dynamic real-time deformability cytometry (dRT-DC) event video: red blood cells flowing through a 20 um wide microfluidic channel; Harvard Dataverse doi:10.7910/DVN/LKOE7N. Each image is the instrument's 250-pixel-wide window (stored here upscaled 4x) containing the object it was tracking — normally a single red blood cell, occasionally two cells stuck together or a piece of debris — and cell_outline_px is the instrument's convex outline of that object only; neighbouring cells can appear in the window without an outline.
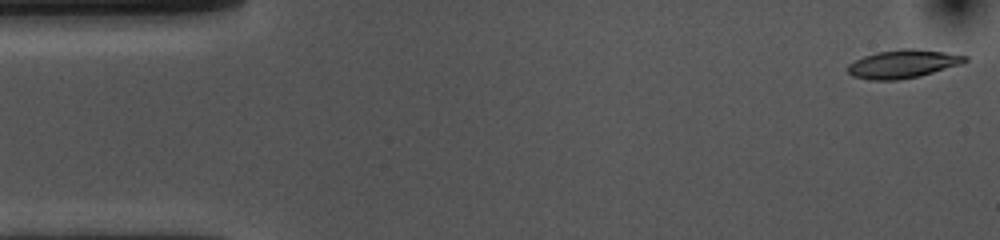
{"species": "common noctule bat (a hibernating species)", "species_latin": "Nyctalus noctula", "temperature_condition": "cold", "stored_images_in_passage": 53, "camera_frame_rate_fps": 3000, "um_per_image_px": 0.085, "animal": {"sex": "female", "body_mass_g": 10.0, "forearm_length_mm": 53.1}, "frame": {"image": 1, "passage_image": 1, "time_ms": 0.0, "image_size_px": [1000, 240], "cell_outline_px": [[968, 60], [964, 64], [920, 76], [900, 80], [872, 80], [852, 76], [848, 72], [848, 64], [864, 56], [876, 52], [904, 48], [912, 48], [944, 52], [968, 56]], "centroid_in_image_um": [76.79, 5.44], "position_along_channel_um": 8.2, "area_um2": 19.48}}
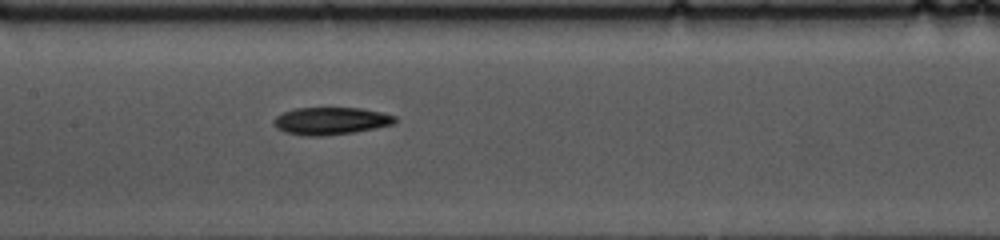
{"frame": {"image": 2, "passage_image": 24, "time_ms": 7.667, "image_size_px": [1000, 240], "cell_outline_px": [[396, 124], [376, 128], [352, 132], [324, 136], [304, 136], [284, 132], [276, 128], [272, 124], [272, 120], [276, 116], [284, 112], [296, 108], [360, 108], [380, 112], [396, 116]], "centroid_in_image_um": [28.09, 10.28], "position_along_channel_um": 179.3, "area_um2": 19.48}}
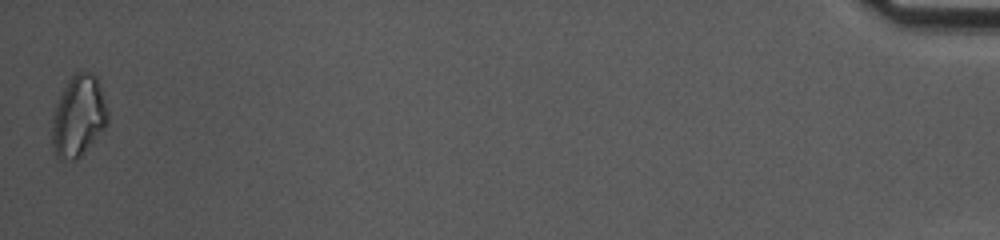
{"frame": {"image": 3, "passage_image": 53, "time_ms": 17.333, "image_size_px": [1000, 240], "cell_outline_px": [[108, 120], [104, 128], [80, 156], [76, 160], [60, 160], [56, 156], [52, 148], [52, 116], [56, 104], [72, 72], [92, 72], [96, 76], [108, 108]], "centroid_in_image_um": [6.65, 9.87], "position_along_channel_um": 428.5, "area_um2": 26.36}, "authors_computed_cell_mechanics": {"area_um2": 19.4208, "velocity_mm_per_s": 3.6289, "shape_relaxation_time_tau1_ms": 5.8122, "shape_relaxation_time_tau2_ms": 8.3996, "deformation_change_tau1": 0.1405, "deformation_change_tau2": 0.1748}}